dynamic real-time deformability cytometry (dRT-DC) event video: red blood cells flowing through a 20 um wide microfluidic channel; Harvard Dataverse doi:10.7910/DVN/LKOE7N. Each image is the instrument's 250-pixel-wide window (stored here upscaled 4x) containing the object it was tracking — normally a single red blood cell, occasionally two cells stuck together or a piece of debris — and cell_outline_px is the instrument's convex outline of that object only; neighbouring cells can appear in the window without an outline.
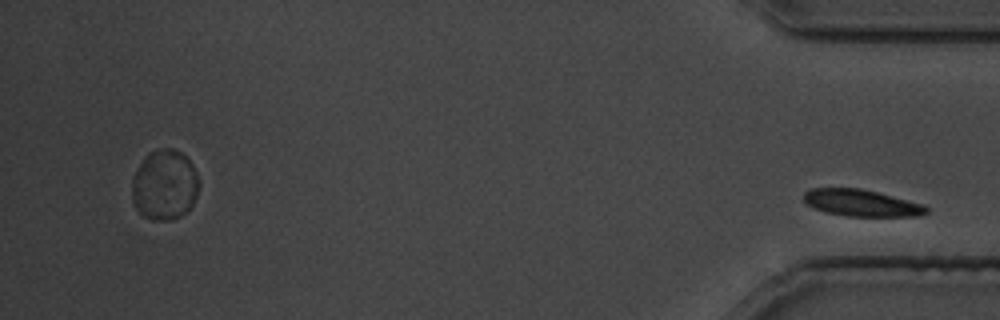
{"species": "common noctule bat (a hibernating species)", "species_latin": "Nyctalus noctula", "temperature_condition": "cold", "stored_images_in_passage": 29, "segment_of_instrument_passage": [2, 2], "camera_frame_rate_fps": 3000, "um_per_image_px": 0.085, "animal": {"sex": "male", "body_mass_g": 19.5, "forearm_length_mm": 54.6}, "frame": {"image": 1, "passage_image": 29, "time_ms": 34.333, "image_size_px": [1000, 320], "cell_outline_px": [[932, 208], [928, 212], [920, 216], [848, 216], [824, 212], [808, 204], [804, 200], [804, 192], [812, 188], [860, 188], [924, 204]], "centroid_in_image_um": [73.27, 17.26], "position_along_channel_um": 361.9, "area_um2": 19.07}}